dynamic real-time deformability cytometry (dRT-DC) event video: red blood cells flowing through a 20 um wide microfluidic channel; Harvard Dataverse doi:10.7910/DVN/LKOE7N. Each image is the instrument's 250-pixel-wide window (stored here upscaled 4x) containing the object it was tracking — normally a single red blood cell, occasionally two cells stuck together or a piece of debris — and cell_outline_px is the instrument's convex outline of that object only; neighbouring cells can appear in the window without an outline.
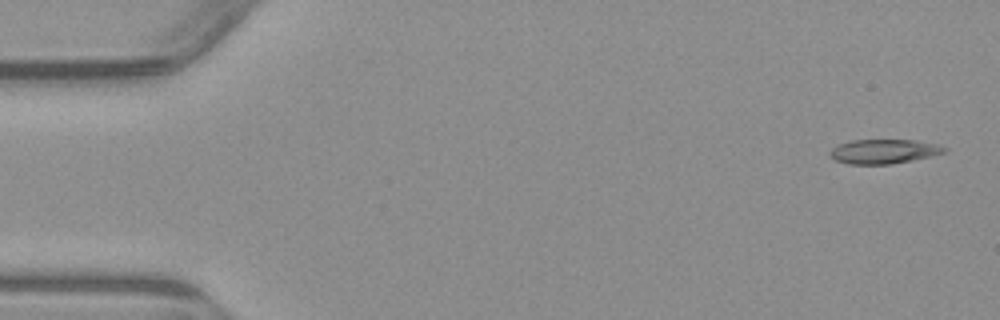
{"species": "common noctule bat (a hibernating species)", "species_latin": "Nyctalus noctula", "temperature_condition": "warm", "stored_images_in_passage": 4, "camera_frame_rate_fps": 3000, "um_per_image_px": 0.085, "animal": {"sex": "male", "body_mass_g": 23.1, "forearm_length_mm": 52.7}, "frame": {"image": 1, "passage_image": 1, "time_ms": 0.0, "image_size_px": [1000, 320], "cell_outline_px": [[948, 148], [944, 152], [912, 160], [892, 164], [848, 164], [836, 160], [828, 152], [836, 144], [852, 140], [916, 140], [940, 144]], "centroid_in_image_um": [75.11, 12.86], "position_along_channel_um": 9.9, "area_um2": 16.24}}
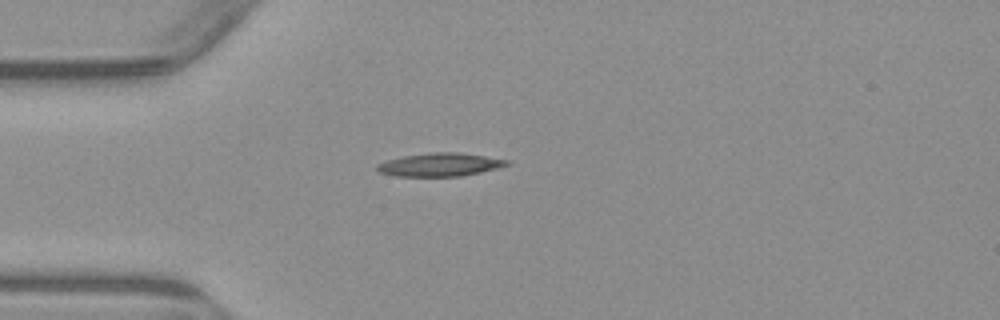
{"frame": {"image": 2, "passage_image": 4, "time_ms": 4.0, "image_size_px": [1000, 320], "cell_outline_px": [[512, 164], [500, 168], [460, 176], [396, 176], [380, 172], [376, 168], [376, 164], [388, 160], [404, 156], [428, 152], [460, 152], [508, 160]], "centroid_in_image_um": [37.43, 13.99], "position_along_channel_um": 47.6, "area_um2": 17.57}}